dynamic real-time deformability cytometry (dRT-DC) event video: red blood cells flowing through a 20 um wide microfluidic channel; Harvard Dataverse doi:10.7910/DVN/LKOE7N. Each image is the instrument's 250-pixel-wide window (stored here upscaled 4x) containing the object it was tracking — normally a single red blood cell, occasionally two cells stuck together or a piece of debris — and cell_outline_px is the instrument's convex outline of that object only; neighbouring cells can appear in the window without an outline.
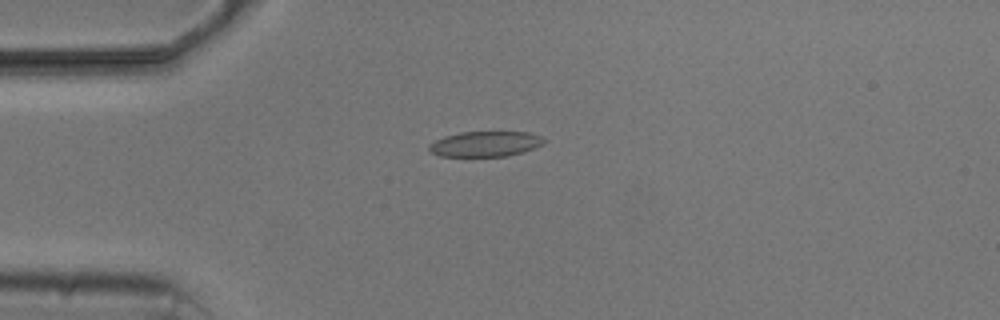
{"species": "common noctule bat (a hibernating species)", "species_latin": "Nyctalus noctula", "temperature_condition": "cold", "stored_images_in_passage": 6, "camera_frame_rate_fps": 3000, "um_per_image_px": 0.085, "animal": {"sex": "male", "body_mass_g": 20.5, "forearm_length_mm": 52.5}, "frame": {"image": 1, "passage_image": 1, "time_ms": 0.0, "image_size_px": [1000, 320], "cell_outline_px": [[544, 144], [524, 152], [508, 156], [440, 156], [428, 152], [428, 144], [444, 136], [460, 132], [528, 132], [540, 136], [544, 140]], "centroid_in_image_um": [41.22, 12.24], "position_along_channel_um": 43.8, "area_um2": 17.05}}
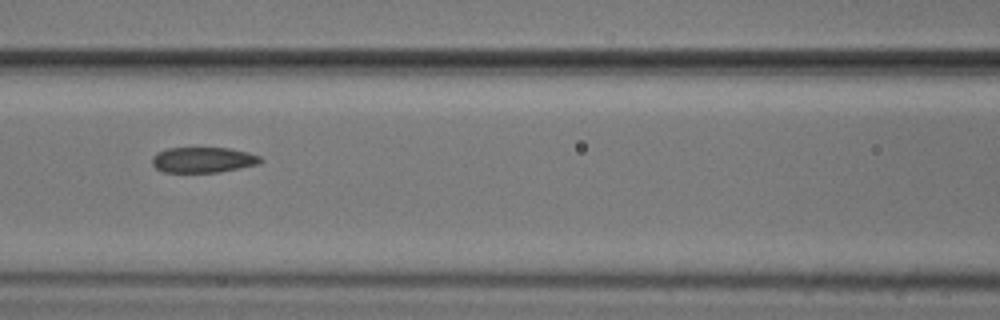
{"frame": {"image": 2, "passage_image": 4, "time_ms": 3.333, "image_size_px": [1000, 320], "cell_outline_px": [[264, 160], [260, 164], [220, 172], [164, 172], [156, 168], [152, 164], [152, 156], [156, 152], [168, 148], [228, 148], [248, 152], [260, 156]], "centroid_in_image_um": [17.28, 13.59], "position_along_channel_um": 149.3, "area_um2": 16.24}}
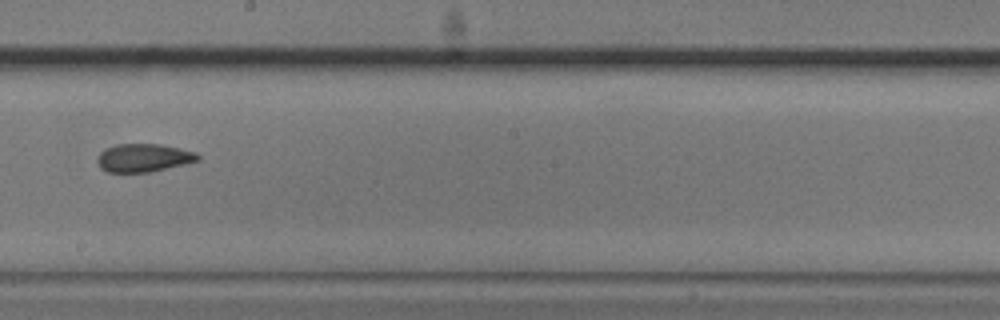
{"frame": {"image": 3, "passage_image": 6, "time_ms": 5.667, "image_size_px": [1000, 320], "cell_outline_px": [[200, 160], [184, 164], [148, 172], [108, 172], [100, 168], [96, 160], [100, 152], [104, 148], [116, 144], [160, 144], [180, 148], [196, 152], [200, 156]], "centroid_in_image_um": [12.18, 13.4], "position_along_channel_um": 236.0, "area_um2": 16.53}}